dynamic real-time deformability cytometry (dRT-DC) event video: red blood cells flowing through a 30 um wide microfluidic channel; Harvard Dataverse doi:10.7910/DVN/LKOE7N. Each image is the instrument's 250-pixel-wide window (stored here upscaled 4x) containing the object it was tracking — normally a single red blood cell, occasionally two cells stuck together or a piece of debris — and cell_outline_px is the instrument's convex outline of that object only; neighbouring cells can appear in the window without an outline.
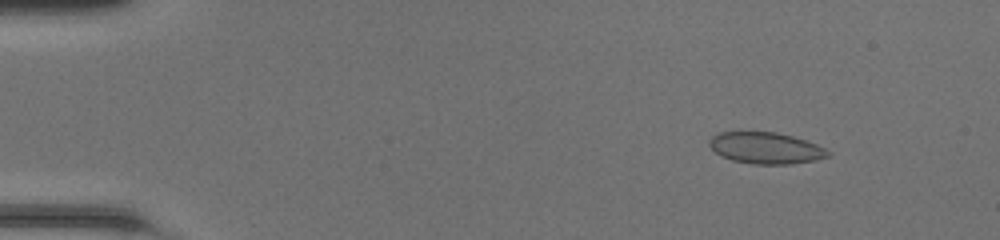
{"species": "common noctule bat (a hibernating species)", "species_latin": "Nyctalus noctula", "temperature_condition": "room temperature", "stored_images_in_passage": 49, "camera_frame_rate_fps": 3000, "um_per_image_px": 0.085, "animal": {"sex": "female", "body_mass_g": 20.0, "forearm_length_mm": 54.0}, "frame": {"image": 1, "passage_image": 6, "time_ms": 1.667, "image_size_px": [1000, 240], "cell_outline_px": [[832, 156], [816, 160], [792, 164], [752, 164], [732, 160], [720, 156], [708, 144], [708, 140], [712, 136], [720, 132], [740, 128], [776, 132], [792, 136], [816, 144], [832, 152]], "centroid_in_image_um": [65.04, 12.54], "position_along_channel_um": 20.0, "area_um2": 22.66}}
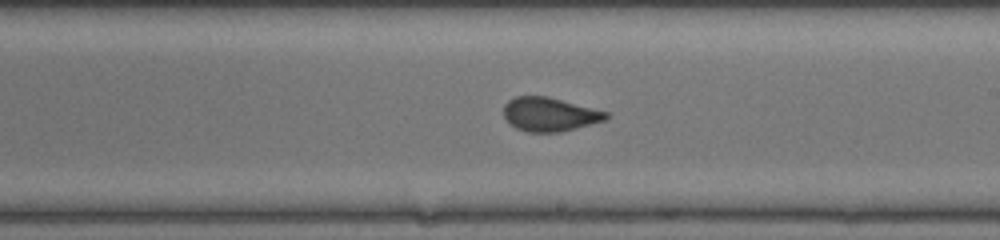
{"frame": {"image": 2, "passage_image": 29, "time_ms": 9.333, "image_size_px": [1000, 240], "cell_outline_px": [[608, 116], [604, 120], [576, 128], [560, 132], [528, 132], [516, 128], [504, 116], [504, 104], [508, 100], [516, 96], [548, 96], [608, 112]], "centroid_in_image_um": [46.7, 9.71], "position_along_channel_um": 242.3, "area_um2": 20.0}}
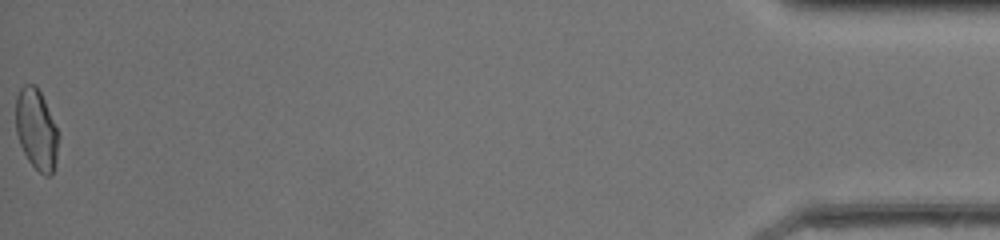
{"frame": {"image": 3, "passage_image": 49, "time_ms": 16.0, "image_size_px": [1000, 240], "cell_outline_px": [[60, 136], [56, 164], [52, 176], [44, 176], [28, 160], [20, 144], [16, 132], [16, 96], [20, 88], [24, 84], [36, 84], [44, 100]], "centroid_in_image_um": [3.11, 11.02], "position_along_channel_um": 432.1, "area_um2": 20.23}}